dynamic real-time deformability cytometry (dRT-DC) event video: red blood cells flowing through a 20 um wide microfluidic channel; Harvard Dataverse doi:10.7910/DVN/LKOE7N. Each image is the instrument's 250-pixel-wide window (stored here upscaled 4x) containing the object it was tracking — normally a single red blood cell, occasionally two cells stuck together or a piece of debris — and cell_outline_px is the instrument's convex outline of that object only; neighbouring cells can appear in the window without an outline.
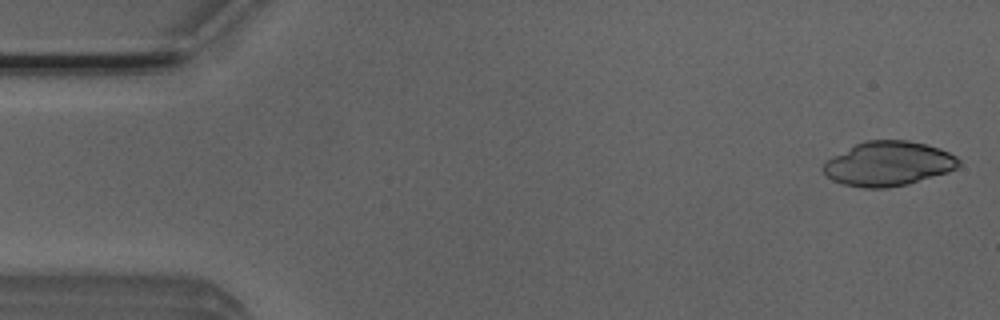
{"species": "Egyptian fruit bat (a non-hibernating species)", "species_latin": "Rousettus aegyptiacus", "temperature_condition": "room temperature", "stored_images_in_passage": 5, "camera_frame_rate_fps": 3000, "um_per_image_px": 0.085, "animal": {"sex": "male"}, "frame": {"image": 1, "passage_image": 1, "time_ms": 0.0, "image_size_px": [1000, 320], "cell_outline_px": [[960, 164], [956, 168], [948, 172], [908, 184], [888, 188], [864, 188], [840, 184], [832, 180], [824, 172], [824, 164], [832, 156], [864, 140], [908, 140], [940, 148], [956, 156], [960, 160]], "centroid_in_image_um": [75.52, 13.92], "position_along_channel_um": 9.5, "area_um2": 35.08}}